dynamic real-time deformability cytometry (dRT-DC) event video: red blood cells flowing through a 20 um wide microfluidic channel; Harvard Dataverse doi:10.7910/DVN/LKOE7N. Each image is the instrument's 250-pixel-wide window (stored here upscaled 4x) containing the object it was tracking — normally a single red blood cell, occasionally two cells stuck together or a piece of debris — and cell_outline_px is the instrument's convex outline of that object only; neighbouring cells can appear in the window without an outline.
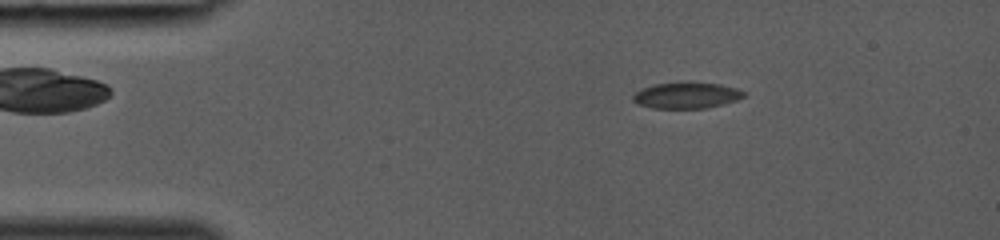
{"species": "common noctule bat (a hibernating species)", "species_latin": "Nyctalus noctula", "temperature_condition": "room temperature", "stored_images_in_passage": 39, "camera_frame_rate_fps": 3000, "um_per_image_px": 0.085, "animal": {"sex": "female", "body_mass_g": 19.0, "forearm_length_mm": 53.3}, "frame": {"image": 1, "passage_image": 7, "time_ms": 2.0, "image_size_px": [1000, 240], "cell_outline_px": [[744, 96], [736, 100], [704, 108], [652, 108], [636, 104], [632, 100], [632, 96], [640, 88], [656, 84], [688, 80], [720, 84], [736, 88], [744, 92]], "centroid_in_image_um": [58.29, 8.07], "position_along_channel_um": 26.7, "area_um2": 17.17}}
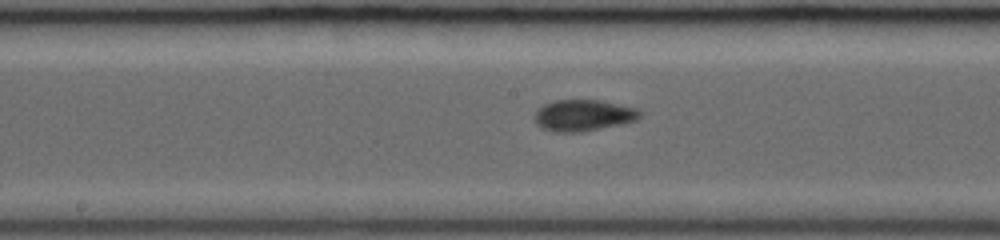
{"frame": {"image": 2, "passage_image": 21, "time_ms": 6.667, "image_size_px": [1000, 240], "cell_outline_px": [[640, 116], [636, 120], [624, 124], [580, 132], [556, 132], [544, 128], [536, 124], [532, 116], [544, 104], [556, 100], [600, 100], [636, 108], [640, 112]], "centroid_in_image_um": [49.57, 9.81], "position_along_channel_um": 198.6, "area_um2": 19.19}}
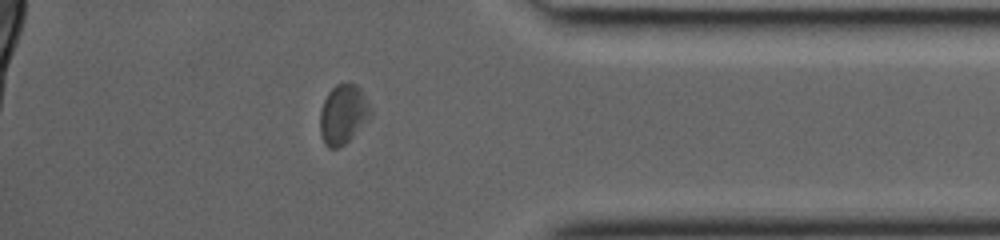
{"frame": {"image": 3, "passage_image": 34, "time_ms": 11.0, "image_size_px": [1000, 240], "cell_outline_px": [[372, 116], [344, 144], [336, 148], [328, 148], [324, 144], [320, 136], [320, 112], [324, 100], [328, 92], [336, 84], [356, 84], [360, 88], [372, 108]], "centroid_in_image_um": [29.17, 9.72], "position_along_channel_um": 406.0, "area_um2": 17.51}}